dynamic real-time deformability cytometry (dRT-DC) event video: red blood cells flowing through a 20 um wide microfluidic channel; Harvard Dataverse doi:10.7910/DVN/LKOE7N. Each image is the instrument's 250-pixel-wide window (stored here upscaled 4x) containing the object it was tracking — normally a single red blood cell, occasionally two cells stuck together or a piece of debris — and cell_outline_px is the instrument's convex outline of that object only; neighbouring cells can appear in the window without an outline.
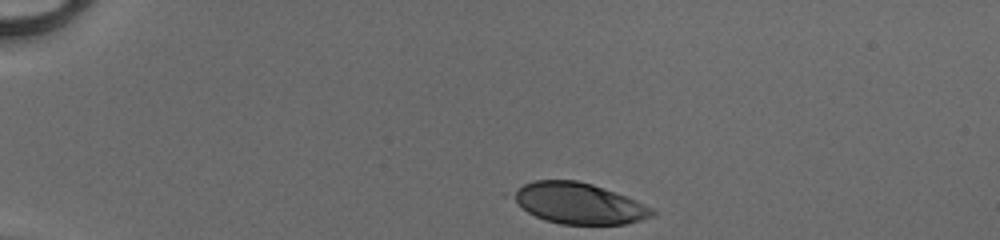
{"species": "human", "species_latin": "Homo sapiens", "temperature_condition": "cold", "stored_images_in_passage": 34, "camera_frame_rate_fps": 3000, "um_per_image_px": 0.085, "donor": {"sex": "male"}, "frame": {"image": 1, "passage_image": 1, "time_ms": 0.0, "image_size_px": [1000, 240], "cell_outline_px": [[656, 212], [652, 216], [640, 220], [624, 224], [560, 224], [544, 220], [528, 212], [504, 196], [504, 192], [532, 180], [576, 180], [592, 184], [616, 192], [652, 208]], "centroid_in_image_um": [49.03, 17.26], "position_along_channel_um": 36.0, "area_um2": 33.76}}
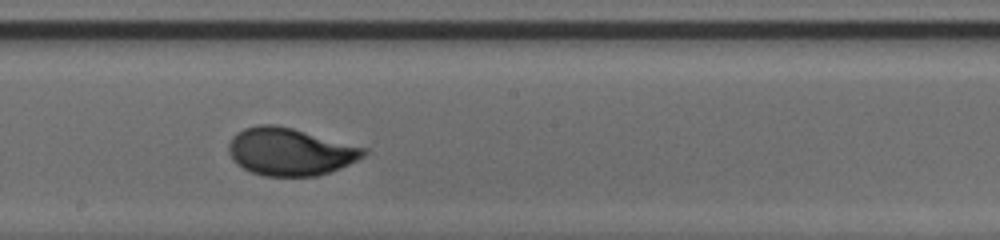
{"frame": {"image": 2, "passage_image": 20, "time_ms": 6.333, "image_size_px": [1000, 240], "cell_outline_px": [[368, 152], [364, 156], [348, 164], [328, 172], [316, 176], [264, 176], [252, 172], [236, 164], [232, 160], [228, 152], [228, 144], [232, 136], [236, 132], [244, 128], [260, 124], [276, 124], [292, 128], [368, 148]], "centroid_in_image_um": [24.62, 12.88], "position_along_channel_um": 223.6, "area_um2": 37.45}}
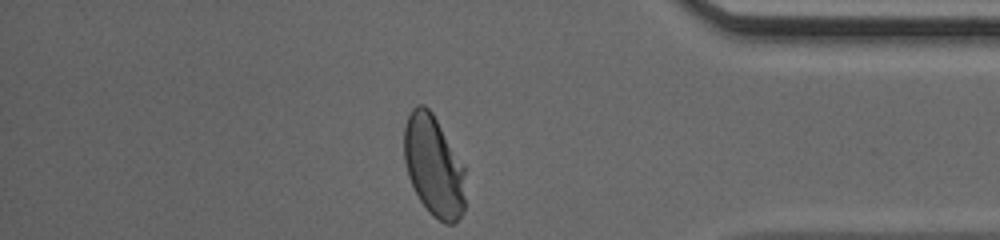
{"frame": {"image": 3, "passage_image": 34, "time_ms": 11.0, "image_size_px": [1000, 240], "cell_outline_px": [[464, 212], [456, 224], [444, 224], [432, 216], [428, 212], [420, 200], [408, 176], [404, 160], [404, 124], [412, 108], [416, 104], [424, 104], [432, 112], [464, 164]], "centroid_in_image_um": [36.87, 14.12], "position_along_channel_um": 398.3, "area_um2": 36.41}, "authors_computed_cell_mechanics": {"area_um2": 36.4429, "velocity_mm_per_s": 4.1442, "shape_relaxation_time_tau1_ms": 2.7533, "shape_relaxation_time_tau2_ms": null, "deformation_change_tau1": 0.1703, "deformation_change_tau2": null}}